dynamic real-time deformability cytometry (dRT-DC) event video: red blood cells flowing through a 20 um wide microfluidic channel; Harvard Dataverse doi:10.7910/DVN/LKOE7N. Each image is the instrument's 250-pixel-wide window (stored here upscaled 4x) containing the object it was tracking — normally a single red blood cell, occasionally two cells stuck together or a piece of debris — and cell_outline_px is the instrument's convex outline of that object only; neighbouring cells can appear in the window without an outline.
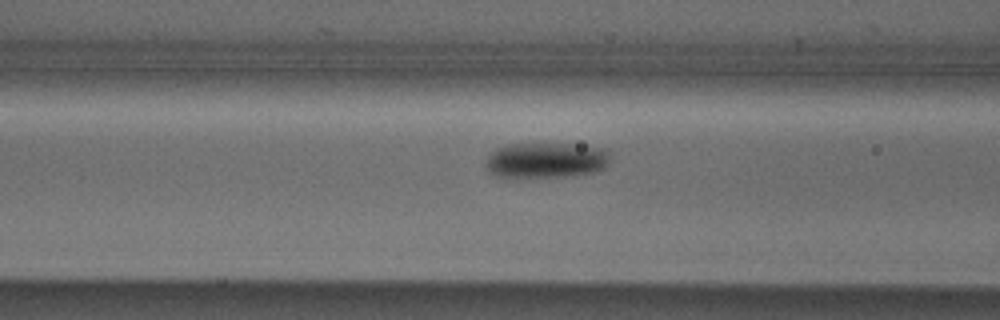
{"species": "Egyptian fruit bat (a non-hibernating species)", "species_latin": "Rousettus aegyptiacus", "temperature_condition": "cold", "stored_images_in_passage": 14, "camera_frame_rate_fps": 3000, "um_per_image_px": 0.085, "animal": {"sex": "male"}, "frame": {"image": 1, "passage_image": 12, "time_ms": 3.667, "image_size_px": [1000, 320], "cell_outline_px": [[608, 164], [604, 168], [596, 172], [572, 176], [516, 180], [504, 180], [488, 172], [484, 164], [488, 156], [496, 148], [508, 144], [572, 144], [608, 148]], "centroid_in_image_um": [46.34, 13.68], "position_along_channel_um": 120.3, "area_um2": 26.99}}